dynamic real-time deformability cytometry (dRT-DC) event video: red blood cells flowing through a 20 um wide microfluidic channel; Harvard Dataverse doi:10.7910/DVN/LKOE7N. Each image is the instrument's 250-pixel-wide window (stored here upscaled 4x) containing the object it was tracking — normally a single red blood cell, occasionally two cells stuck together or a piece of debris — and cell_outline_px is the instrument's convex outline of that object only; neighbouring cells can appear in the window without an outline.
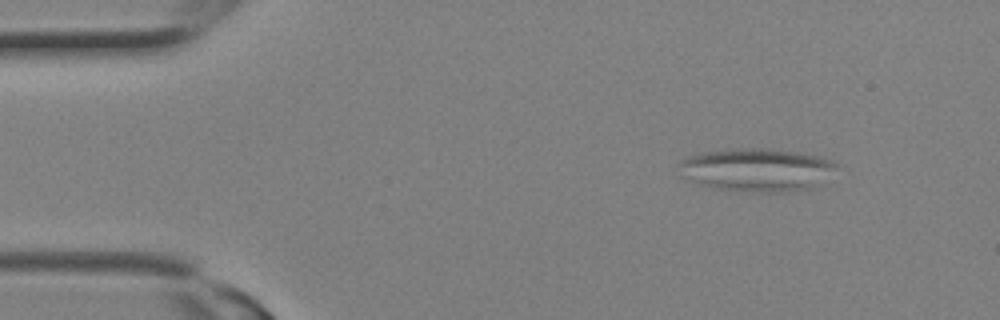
{"species": "Egyptian fruit bat (a non-hibernating species)", "species_latin": "Rousettus aegyptiacus", "temperature_condition": "room temperature", "stored_images_in_passage": 3, "camera_frame_rate_fps": 3000, "um_per_image_px": 0.085, "animal": {"sex": "female"}, "frame": {"image": 1, "passage_image": 1, "time_ms": 0.0, "image_size_px": [1000, 320], "cell_outline_px": [[836, 168], [820, 184], [812, 188], [788, 192], [740, 192], [712, 188], [688, 180], [680, 176], [680, 160], [688, 156], [704, 152], [740, 148], [768, 148], [800, 152], [820, 156], [832, 160], [836, 164]], "centroid_in_image_um": [64.32, 14.44], "position_along_channel_um": 20.7, "area_um2": 40.06}}